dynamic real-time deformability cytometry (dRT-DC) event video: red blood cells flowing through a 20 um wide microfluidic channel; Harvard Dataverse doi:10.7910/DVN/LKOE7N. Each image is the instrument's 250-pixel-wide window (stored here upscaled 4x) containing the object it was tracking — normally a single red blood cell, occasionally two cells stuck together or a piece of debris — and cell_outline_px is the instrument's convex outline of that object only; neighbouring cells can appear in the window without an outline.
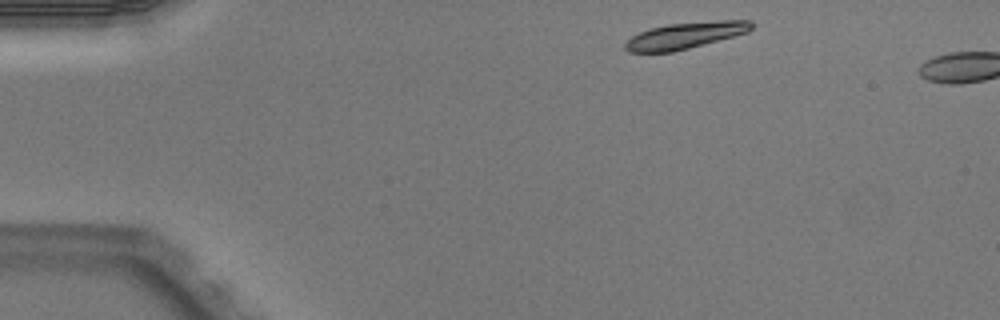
{"species": "Egyptian fruit bat (a non-hibernating species)", "species_latin": "Rousettus aegyptiacus", "temperature_condition": "warm", "stored_images_in_passage": 2, "camera_frame_rate_fps": 3000, "um_per_image_px": 0.085, "animal": {"sex": "male"}, "frame": {"image": 1, "passage_image": 1, "time_ms": 0.0, "image_size_px": [1000, 320], "cell_outline_px": [[752, 28], [748, 32], [688, 48], [672, 52], [628, 52], [624, 48], [624, 44], [632, 36], [640, 32], [652, 28], [668, 24], [720, 20], [752, 20]], "centroid_in_image_um": [58.24, 3.01], "position_along_channel_um": 26.8, "area_um2": 19.19}}